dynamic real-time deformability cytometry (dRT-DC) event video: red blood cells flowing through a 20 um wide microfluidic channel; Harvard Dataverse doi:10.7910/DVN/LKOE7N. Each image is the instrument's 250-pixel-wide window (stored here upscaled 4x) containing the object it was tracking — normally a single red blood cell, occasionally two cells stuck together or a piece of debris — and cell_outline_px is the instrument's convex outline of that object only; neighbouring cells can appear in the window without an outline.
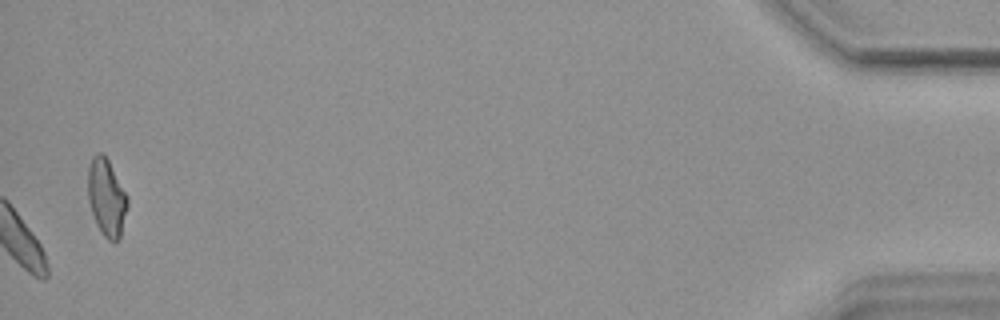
{"species": "common noctule bat (a hibernating species)", "species_latin": "Nyctalus noctula", "temperature_condition": "warm", "stored_images_in_passage": 56, "camera_frame_rate_fps": 3000, "um_per_image_px": 0.085, "animal": {"sex": "female", "body_mass_g": 18.4}, "frame": {"image": 1, "passage_image": 56, "time_ms": 18.333, "image_size_px": [1000, 320], "cell_outline_px": [[128, 204], [120, 240], [116, 244], [108, 240], [104, 236], [96, 224], [88, 200], [88, 164], [92, 156], [96, 152], [100, 152], [108, 160], [128, 196]], "centroid_in_image_um": [9.06, 16.81], "position_along_channel_um": 426.1, "area_um2": 18.03}, "authors_computed_cell_mechanics": {"area_um2": 17.8024, "velocity_mm_per_s": 3.6531, "shape_relaxation_time_tau1_ms": 4.5697, "shape_relaxation_time_tau2_ms": null, "deformation_change_tau1": 0.0895, "deformation_change_tau2": null}}